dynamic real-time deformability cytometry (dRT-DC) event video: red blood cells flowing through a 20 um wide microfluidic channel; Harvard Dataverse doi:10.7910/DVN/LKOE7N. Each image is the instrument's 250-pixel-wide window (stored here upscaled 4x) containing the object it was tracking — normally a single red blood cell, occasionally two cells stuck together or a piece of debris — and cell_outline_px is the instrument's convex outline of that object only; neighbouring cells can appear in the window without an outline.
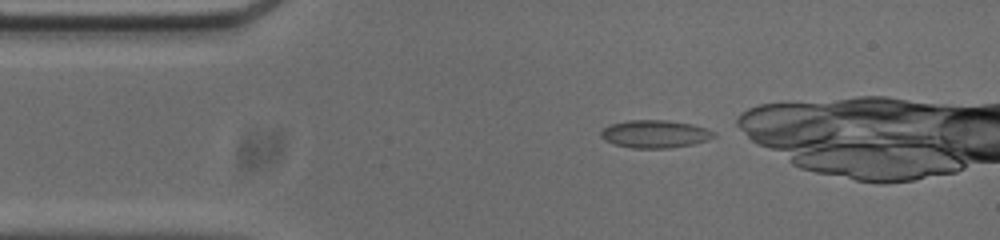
{"species": "common noctule bat (a hibernating species)", "species_latin": "Nyctalus noctula", "temperature_condition": "cold", "stored_images_in_passage": 33, "camera_frame_rate_fps": 3000, "um_per_image_px": 0.085, "animal": {"sex": "male", "body_mass_g": 20.0, "forearm_length_mm": 53.3}, "frame": {"image": 1, "passage_image": 1, "time_ms": 0.0, "image_size_px": [1000, 240], "cell_outline_px": [[716, 136], [708, 140], [692, 144], [668, 148], [632, 148], [616, 144], [604, 140], [600, 136], [600, 132], [604, 128], [612, 124], [628, 120], [668, 120], [692, 124], [716, 132]], "centroid_in_image_um": [55.68, 11.38], "position_along_channel_um": 29.3, "area_um2": 18.21}}
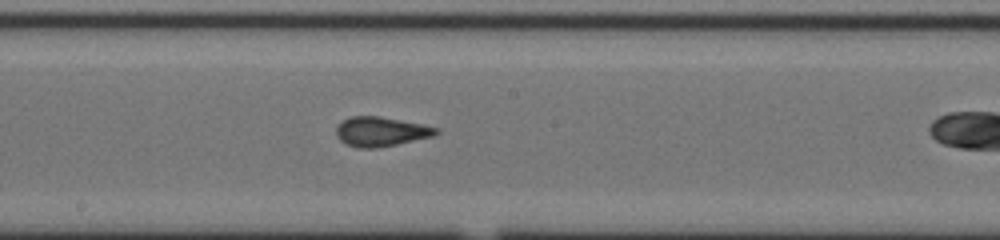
{"frame": {"image": 2, "passage_image": 19, "time_ms": 6.0, "image_size_px": [1000, 240], "cell_outline_px": [[440, 132], [436, 136], [380, 148], [356, 148], [344, 144], [336, 136], [336, 128], [348, 116], [380, 116], [424, 124], [440, 128]], "centroid_in_image_um": [32.42, 11.2], "position_along_channel_um": 215.8, "area_um2": 17.63}}
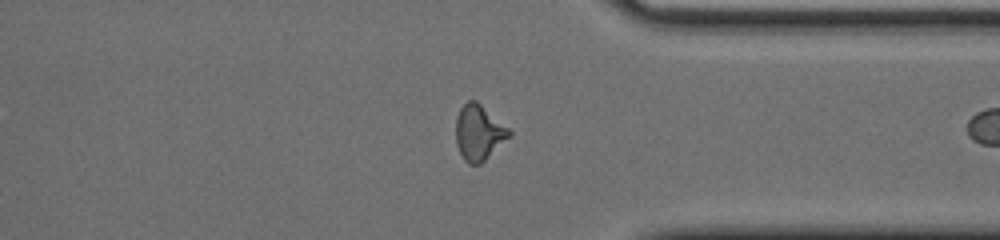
{"frame": {"image": 3, "passage_image": 32, "time_ms": 10.333, "image_size_px": [1000, 240], "cell_outline_px": [[512, 136], [480, 164], [468, 164], [464, 160], [456, 144], [456, 116], [460, 108], [468, 100], [476, 100], [508, 128], [512, 132]], "centroid_in_image_um": [40.7, 11.28], "position_along_channel_um": 370.7, "area_um2": 17.22}}